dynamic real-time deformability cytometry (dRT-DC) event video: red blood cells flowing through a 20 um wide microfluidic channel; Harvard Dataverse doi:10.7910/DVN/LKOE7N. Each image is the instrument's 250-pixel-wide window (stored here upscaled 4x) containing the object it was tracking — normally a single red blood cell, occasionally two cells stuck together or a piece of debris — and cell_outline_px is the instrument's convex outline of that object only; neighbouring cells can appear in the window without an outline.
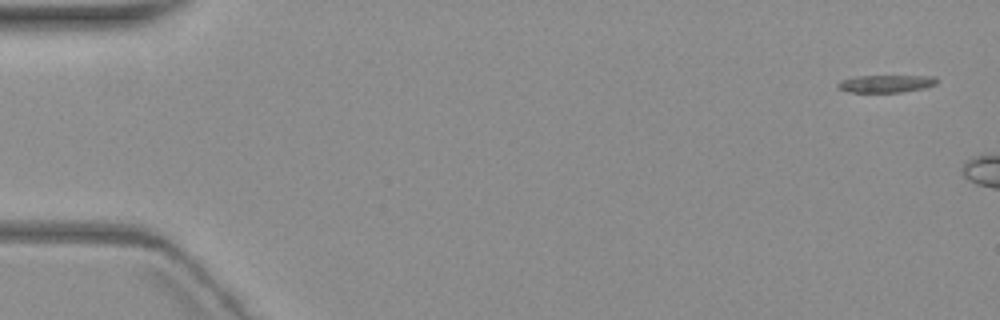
{"species": "common noctule bat (a hibernating species)", "species_latin": "Nyctalus noctula", "temperature_condition": "warm", "stored_images_in_passage": 4, "camera_frame_rate_fps": 3000, "um_per_image_px": 0.085, "animal": {"sex": "female", "body_mass_g": 19.3, "forearm_length_mm": 54.1}, "frame": {"image": 1, "passage_image": 1, "time_ms": 0.0, "image_size_px": [1000, 320], "cell_outline_px": [[936, 84], [928, 88], [900, 92], [848, 92], [836, 88], [836, 84], [840, 80], [856, 76], [936, 76]], "centroid_in_image_um": [75.28, 7.11], "position_along_channel_um": 9.7, "area_um2": 10.23}}